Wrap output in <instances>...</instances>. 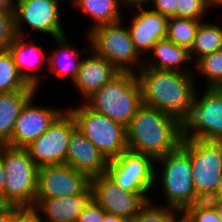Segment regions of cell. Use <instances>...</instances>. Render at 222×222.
<instances>
[{
	"instance_id": "obj_1",
	"label": "cell",
	"mask_w": 222,
	"mask_h": 222,
	"mask_svg": "<svg viewBox=\"0 0 222 222\" xmlns=\"http://www.w3.org/2000/svg\"><path fill=\"white\" fill-rule=\"evenodd\" d=\"M136 77L145 105L169 114L183 123L191 112L199 79L194 73L143 67Z\"/></svg>"
},
{
	"instance_id": "obj_2",
	"label": "cell",
	"mask_w": 222,
	"mask_h": 222,
	"mask_svg": "<svg viewBox=\"0 0 222 222\" xmlns=\"http://www.w3.org/2000/svg\"><path fill=\"white\" fill-rule=\"evenodd\" d=\"M127 148L154 160L175 151L183 138V125L175 117L142 104L126 127Z\"/></svg>"
},
{
	"instance_id": "obj_3",
	"label": "cell",
	"mask_w": 222,
	"mask_h": 222,
	"mask_svg": "<svg viewBox=\"0 0 222 222\" xmlns=\"http://www.w3.org/2000/svg\"><path fill=\"white\" fill-rule=\"evenodd\" d=\"M84 103L114 122L127 127L143 104L140 86L134 72H120Z\"/></svg>"
},
{
	"instance_id": "obj_4",
	"label": "cell",
	"mask_w": 222,
	"mask_h": 222,
	"mask_svg": "<svg viewBox=\"0 0 222 222\" xmlns=\"http://www.w3.org/2000/svg\"><path fill=\"white\" fill-rule=\"evenodd\" d=\"M191 172L190 157L180 146L155 160L154 187L158 184L157 188H162L165 198L162 205L183 211L201 201L196 195Z\"/></svg>"
},
{
	"instance_id": "obj_5",
	"label": "cell",
	"mask_w": 222,
	"mask_h": 222,
	"mask_svg": "<svg viewBox=\"0 0 222 222\" xmlns=\"http://www.w3.org/2000/svg\"><path fill=\"white\" fill-rule=\"evenodd\" d=\"M6 172L3 199L9 205L33 207L39 167L25 148L1 145Z\"/></svg>"
},
{
	"instance_id": "obj_6",
	"label": "cell",
	"mask_w": 222,
	"mask_h": 222,
	"mask_svg": "<svg viewBox=\"0 0 222 222\" xmlns=\"http://www.w3.org/2000/svg\"><path fill=\"white\" fill-rule=\"evenodd\" d=\"M124 18L115 24L100 25L86 35L90 49L105 58L120 72L136 73L143 67L144 59L136 51Z\"/></svg>"
},
{
	"instance_id": "obj_7",
	"label": "cell",
	"mask_w": 222,
	"mask_h": 222,
	"mask_svg": "<svg viewBox=\"0 0 222 222\" xmlns=\"http://www.w3.org/2000/svg\"><path fill=\"white\" fill-rule=\"evenodd\" d=\"M180 147L189 155L197 197L208 201L216 197L222 173V141L182 138Z\"/></svg>"
},
{
	"instance_id": "obj_8",
	"label": "cell",
	"mask_w": 222,
	"mask_h": 222,
	"mask_svg": "<svg viewBox=\"0 0 222 222\" xmlns=\"http://www.w3.org/2000/svg\"><path fill=\"white\" fill-rule=\"evenodd\" d=\"M66 108L77 128L108 160L127 150L126 127L89 108L84 102Z\"/></svg>"
},
{
	"instance_id": "obj_9",
	"label": "cell",
	"mask_w": 222,
	"mask_h": 222,
	"mask_svg": "<svg viewBox=\"0 0 222 222\" xmlns=\"http://www.w3.org/2000/svg\"><path fill=\"white\" fill-rule=\"evenodd\" d=\"M198 91L191 112L182 123L183 137L222 141V88H204L203 94Z\"/></svg>"
},
{
	"instance_id": "obj_10",
	"label": "cell",
	"mask_w": 222,
	"mask_h": 222,
	"mask_svg": "<svg viewBox=\"0 0 222 222\" xmlns=\"http://www.w3.org/2000/svg\"><path fill=\"white\" fill-rule=\"evenodd\" d=\"M61 1L64 0H14L16 35L29 37L32 32H38L48 34L52 39L66 35L60 19ZM24 28L31 29V33Z\"/></svg>"
},
{
	"instance_id": "obj_11",
	"label": "cell",
	"mask_w": 222,
	"mask_h": 222,
	"mask_svg": "<svg viewBox=\"0 0 222 222\" xmlns=\"http://www.w3.org/2000/svg\"><path fill=\"white\" fill-rule=\"evenodd\" d=\"M106 175L126 191H153L155 197V160L151 156L127 149L109 160Z\"/></svg>"
},
{
	"instance_id": "obj_12",
	"label": "cell",
	"mask_w": 222,
	"mask_h": 222,
	"mask_svg": "<svg viewBox=\"0 0 222 222\" xmlns=\"http://www.w3.org/2000/svg\"><path fill=\"white\" fill-rule=\"evenodd\" d=\"M76 128L75 119L65 109L48 129L25 149L38 167L65 164L69 139Z\"/></svg>"
},
{
	"instance_id": "obj_13",
	"label": "cell",
	"mask_w": 222,
	"mask_h": 222,
	"mask_svg": "<svg viewBox=\"0 0 222 222\" xmlns=\"http://www.w3.org/2000/svg\"><path fill=\"white\" fill-rule=\"evenodd\" d=\"M91 189L92 198L106 213L123 217L129 222L152 198L148 192H131L122 189L106 174L91 178Z\"/></svg>"
},
{
	"instance_id": "obj_14",
	"label": "cell",
	"mask_w": 222,
	"mask_h": 222,
	"mask_svg": "<svg viewBox=\"0 0 222 222\" xmlns=\"http://www.w3.org/2000/svg\"><path fill=\"white\" fill-rule=\"evenodd\" d=\"M91 178L67 164L42 166L38 169L35 199L71 196L84 193Z\"/></svg>"
},
{
	"instance_id": "obj_15",
	"label": "cell",
	"mask_w": 222,
	"mask_h": 222,
	"mask_svg": "<svg viewBox=\"0 0 222 222\" xmlns=\"http://www.w3.org/2000/svg\"><path fill=\"white\" fill-rule=\"evenodd\" d=\"M36 94L26 102L15 122L10 138V146L12 147L25 148L28 146L42 135L65 110L36 104Z\"/></svg>"
},
{
	"instance_id": "obj_16",
	"label": "cell",
	"mask_w": 222,
	"mask_h": 222,
	"mask_svg": "<svg viewBox=\"0 0 222 222\" xmlns=\"http://www.w3.org/2000/svg\"><path fill=\"white\" fill-rule=\"evenodd\" d=\"M128 8L136 10L132 11L134 12L133 18L129 19L132 21L127 26L134 47L142 58H145L146 55L149 57L148 53L157 41L166 38L169 18L152 11L146 4L129 6Z\"/></svg>"
},
{
	"instance_id": "obj_17",
	"label": "cell",
	"mask_w": 222,
	"mask_h": 222,
	"mask_svg": "<svg viewBox=\"0 0 222 222\" xmlns=\"http://www.w3.org/2000/svg\"><path fill=\"white\" fill-rule=\"evenodd\" d=\"M31 40L32 38L16 35L7 50L24 81L38 90L43 82V75H40L39 69L43 68L44 63L47 65L48 54L42 44L38 45L36 41Z\"/></svg>"
},
{
	"instance_id": "obj_18",
	"label": "cell",
	"mask_w": 222,
	"mask_h": 222,
	"mask_svg": "<svg viewBox=\"0 0 222 222\" xmlns=\"http://www.w3.org/2000/svg\"><path fill=\"white\" fill-rule=\"evenodd\" d=\"M109 160L76 128L69 139L66 162L90 178L106 174Z\"/></svg>"
},
{
	"instance_id": "obj_19",
	"label": "cell",
	"mask_w": 222,
	"mask_h": 222,
	"mask_svg": "<svg viewBox=\"0 0 222 222\" xmlns=\"http://www.w3.org/2000/svg\"><path fill=\"white\" fill-rule=\"evenodd\" d=\"M85 55L87 56L83 57L77 76L72 82L74 88L80 92L81 102L120 73L115 66L96 55L91 49Z\"/></svg>"
},
{
	"instance_id": "obj_20",
	"label": "cell",
	"mask_w": 222,
	"mask_h": 222,
	"mask_svg": "<svg viewBox=\"0 0 222 222\" xmlns=\"http://www.w3.org/2000/svg\"><path fill=\"white\" fill-rule=\"evenodd\" d=\"M92 199L91 186L81 194L35 199L33 208L43 222H77L80 213Z\"/></svg>"
},
{
	"instance_id": "obj_21",
	"label": "cell",
	"mask_w": 222,
	"mask_h": 222,
	"mask_svg": "<svg viewBox=\"0 0 222 222\" xmlns=\"http://www.w3.org/2000/svg\"><path fill=\"white\" fill-rule=\"evenodd\" d=\"M66 37L68 36L64 35L54 38L57 48L55 47V49H52V53H48V66H45V69L48 68L50 71H48V73H52L53 76L56 75L58 78L63 77L64 80L68 77L71 82H73L79 71L84 54L87 53V51H90V45L80 50L77 47L74 48L73 45H69V40Z\"/></svg>"
},
{
	"instance_id": "obj_22",
	"label": "cell",
	"mask_w": 222,
	"mask_h": 222,
	"mask_svg": "<svg viewBox=\"0 0 222 222\" xmlns=\"http://www.w3.org/2000/svg\"><path fill=\"white\" fill-rule=\"evenodd\" d=\"M151 58H144V66L155 70L179 71L185 73H194L193 69H187L186 64L192 63L189 50L178 46L168 39L157 41L150 51ZM186 68V69H185Z\"/></svg>"
},
{
	"instance_id": "obj_23",
	"label": "cell",
	"mask_w": 222,
	"mask_h": 222,
	"mask_svg": "<svg viewBox=\"0 0 222 222\" xmlns=\"http://www.w3.org/2000/svg\"><path fill=\"white\" fill-rule=\"evenodd\" d=\"M28 86L23 90L0 93V145H9L15 122L26 102L37 93Z\"/></svg>"
},
{
	"instance_id": "obj_24",
	"label": "cell",
	"mask_w": 222,
	"mask_h": 222,
	"mask_svg": "<svg viewBox=\"0 0 222 222\" xmlns=\"http://www.w3.org/2000/svg\"><path fill=\"white\" fill-rule=\"evenodd\" d=\"M70 4L77 10L88 14L92 26L88 27L87 33L100 25L118 23L124 17L120 8L125 5L121 0H72Z\"/></svg>"
},
{
	"instance_id": "obj_25",
	"label": "cell",
	"mask_w": 222,
	"mask_h": 222,
	"mask_svg": "<svg viewBox=\"0 0 222 222\" xmlns=\"http://www.w3.org/2000/svg\"><path fill=\"white\" fill-rule=\"evenodd\" d=\"M222 49V25L201 21L196 31L189 55L194 64L202 56ZM194 60V61H193Z\"/></svg>"
},
{
	"instance_id": "obj_26",
	"label": "cell",
	"mask_w": 222,
	"mask_h": 222,
	"mask_svg": "<svg viewBox=\"0 0 222 222\" xmlns=\"http://www.w3.org/2000/svg\"><path fill=\"white\" fill-rule=\"evenodd\" d=\"M194 66V76L207 79L204 88H222V49L202 56Z\"/></svg>"
},
{
	"instance_id": "obj_27",
	"label": "cell",
	"mask_w": 222,
	"mask_h": 222,
	"mask_svg": "<svg viewBox=\"0 0 222 222\" xmlns=\"http://www.w3.org/2000/svg\"><path fill=\"white\" fill-rule=\"evenodd\" d=\"M201 21L204 20L170 17L167 24L166 39L189 50Z\"/></svg>"
},
{
	"instance_id": "obj_28",
	"label": "cell",
	"mask_w": 222,
	"mask_h": 222,
	"mask_svg": "<svg viewBox=\"0 0 222 222\" xmlns=\"http://www.w3.org/2000/svg\"><path fill=\"white\" fill-rule=\"evenodd\" d=\"M130 222H183V212L178 208L156 204L151 198Z\"/></svg>"
},
{
	"instance_id": "obj_29",
	"label": "cell",
	"mask_w": 222,
	"mask_h": 222,
	"mask_svg": "<svg viewBox=\"0 0 222 222\" xmlns=\"http://www.w3.org/2000/svg\"><path fill=\"white\" fill-rule=\"evenodd\" d=\"M28 86L8 50L0 51V93L23 90Z\"/></svg>"
},
{
	"instance_id": "obj_30",
	"label": "cell",
	"mask_w": 222,
	"mask_h": 222,
	"mask_svg": "<svg viewBox=\"0 0 222 222\" xmlns=\"http://www.w3.org/2000/svg\"><path fill=\"white\" fill-rule=\"evenodd\" d=\"M183 222H222L215 208L208 201H200L186 207Z\"/></svg>"
},
{
	"instance_id": "obj_31",
	"label": "cell",
	"mask_w": 222,
	"mask_h": 222,
	"mask_svg": "<svg viewBox=\"0 0 222 222\" xmlns=\"http://www.w3.org/2000/svg\"><path fill=\"white\" fill-rule=\"evenodd\" d=\"M210 9L209 0H177L176 17L204 20Z\"/></svg>"
},
{
	"instance_id": "obj_32",
	"label": "cell",
	"mask_w": 222,
	"mask_h": 222,
	"mask_svg": "<svg viewBox=\"0 0 222 222\" xmlns=\"http://www.w3.org/2000/svg\"><path fill=\"white\" fill-rule=\"evenodd\" d=\"M16 37L14 13L0 12V51H5Z\"/></svg>"
},
{
	"instance_id": "obj_33",
	"label": "cell",
	"mask_w": 222,
	"mask_h": 222,
	"mask_svg": "<svg viewBox=\"0 0 222 222\" xmlns=\"http://www.w3.org/2000/svg\"><path fill=\"white\" fill-rule=\"evenodd\" d=\"M106 212L92 198L80 213L77 222H102Z\"/></svg>"
},
{
	"instance_id": "obj_34",
	"label": "cell",
	"mask_w": 222,
	"mask_h": 222,
	"mask_svg": "<svg viewBox=\"0 0 222 222\" xmlns=\"http://www.w3.org/2000/svg\"><path fill=\"white\" fill-rule=\"evenodd\" d=\"M146 6L168 18L176 17L177 0H149Z\"/></svg>"
},
{
	"instance_id": "obj_35",
	"label": "cell",
	"mask_w": 222,
	"mask_h": 222,
	"mask_svg": "<svg viewBox=\"0 0 222 222\" xmlns=\"http://www.w3.org/2000/svg\"><path fill=\"white\" fill-rule=\"evenodd\" d=\"M11 222H43L33 207H20L12 216Z\"/></svg>"
},
{
	"instance_id": "obj_36",
	"label": "cell",
	"mask_w": 222,
	"mask_h": 222,
	"mask_svg": "<svg viewBox=\"0 0 222 222\" xmlns=\"http://www.w3.org/2000/svg\"><path fill=\"white\" fill-rule=\"evenodd\" d=\"M19 206L7 204L0 209V222H11L13 214L19 209Z\"/></svg>"
},
{
	"instance_id": "obj_37",
	"label": "cell",
	"mask_w": 222,
	"mask_h": 222,
	"mask_svg": "<svg viewBox=\"0 0 222 222\" xmlns=\"http://www.w3.org/2000/svg\"><path fill=\"white\" fill-rule=\"evenodd\" d=\"M0 12L14 13V0H0Z\"/></svg>"
},
{
	"instance_id": "obj_38",
	"label": "cell",
	"mask_w": 222,
	"mask_h": 222,
	"mask_svg": "<svg viewBox=\"0 0 222 222\" xmlns=\"http://www.w3.org/2000/svg\"><path fill=\"white\" fill-rule=\"evenodd\" d=\"M208 202L215 208L219 218L222 220V197H213Z\"/></svg>"
},
{
	"instance_id": "obj_39",
	"label": "cell",
	"mask_w": 222,
	"mask_h": 222,
	"mask_svg": "<svg viewBox=\"0 0 222 222\" xmlns=\"http://www.w3.org/2000/svg\"><path fill=\"white\" fill-rule=\"evenodd\" d=\"M5 178H6V172L3 166V161L1 158V145H0V193L3 196L4 187H5Z\"/></svg>"
},
{
	"instance_id": "obj_40",
	"label": "cell",
	"mask_w": 222,
	"mask_h": 222,
	"mask_svg": "<svg viewBox=\"0 0 222 222\" xmlns=\"http://www.w3.org/2000/svg\"><path fill=\"white\" fill-rule=\"evenodd\" d=\"M102 222H129V221L123 217L114 214L105 213Z\"/></svg>"
},
{
	"instance_id": "obj_41",
	"label": "cell",
	"mask_w": 222,
	"mask_h": 222,
	"mask_svg": "<svg viewBox=\"0 0 222 222\" xmlns=\"http://www.w3.org/2000/svg\"><path fill=\"white\" fill-rule=\"evenodd\" d=\"M149 0H121L125 7L134 5H145Z\"/></svg>"
},
{
	"instance_id": "obj_42",
	"label": "cell",
	"mask_w": 222,
	"mask_h": 222,
	"mask_svg": "<svg viewBox=\"0 0 222 222\" xmlns=\"http://www.w3.org/2000/svg\"><path fill=\"white\" fill-rule=\"evenodd\" d=\"M216 197H222V173L220 175L217 190H216Z\"/></svg>"
},
{
	"instance_id": "obj_43",
	"label": "cell",
	"mask_w": 222,
	"mask_h": 222,
	"mask_svg": "<svg viewBox=\"0 0 222 222\" xmlns=\"http://www.w3.org/2000/svg\"><path fill=\"white\" fill-rule=\"evenodd\" d=\"M212 8L222 7V0H209Z\"/></svg>"
},
{
	"instance_id": "obj_44",
	"label": "cell",
	"mask_w": 222,
	"mask_h": 222,
	"mask_svg": "<svg viewBox=\"0 0 222 222\" xmlns=\"http://www.w3.org/2000/svg\"><path fill=\"white\" fill-rule=\"evenodd\" d=\"M6 205H7V203L5 202L2 194L0 193V209L4 208Z\"/></svg>"
}]
</instances>
